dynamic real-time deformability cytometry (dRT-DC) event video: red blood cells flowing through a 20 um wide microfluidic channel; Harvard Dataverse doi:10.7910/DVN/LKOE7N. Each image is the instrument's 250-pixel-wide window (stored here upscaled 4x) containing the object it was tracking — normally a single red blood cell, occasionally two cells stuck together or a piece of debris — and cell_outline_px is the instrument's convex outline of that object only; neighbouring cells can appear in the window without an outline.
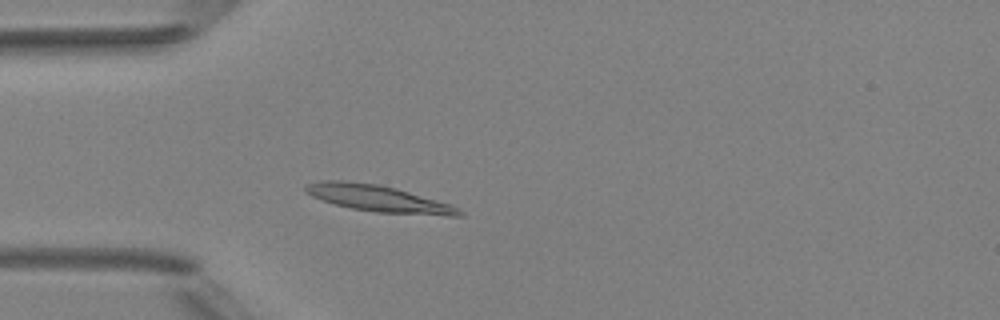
{"species": "Egyptian fruit bat (a non-hibernating species)", "species_latin": "Rousettus aegyptiacus", "temperature_condition": "room temperature", "stored_images_in_passage": 3, "camera_frame_rate_fps": 3000, "um_per_image_px": 0.085, "animal": {"sex": "female"}, "frame": {"image": 1, "passage_image": 3, "time_ms": 3.0, "image_size_px": [1000, 320], "cell_outline_px": [[464, 216], [448, 216], [376, 212], [352, 208], [336, 204], [312, 196], [304, 192], [304, 188], [308, 184], [320, 180], [344, 180], [380, 184], [396, 188], [452, 204], [464, 212]], "centroid_in_image_um": [32.21, 16.87], "position_along_channel_um": 52.8, "area_um2": 23.87}}